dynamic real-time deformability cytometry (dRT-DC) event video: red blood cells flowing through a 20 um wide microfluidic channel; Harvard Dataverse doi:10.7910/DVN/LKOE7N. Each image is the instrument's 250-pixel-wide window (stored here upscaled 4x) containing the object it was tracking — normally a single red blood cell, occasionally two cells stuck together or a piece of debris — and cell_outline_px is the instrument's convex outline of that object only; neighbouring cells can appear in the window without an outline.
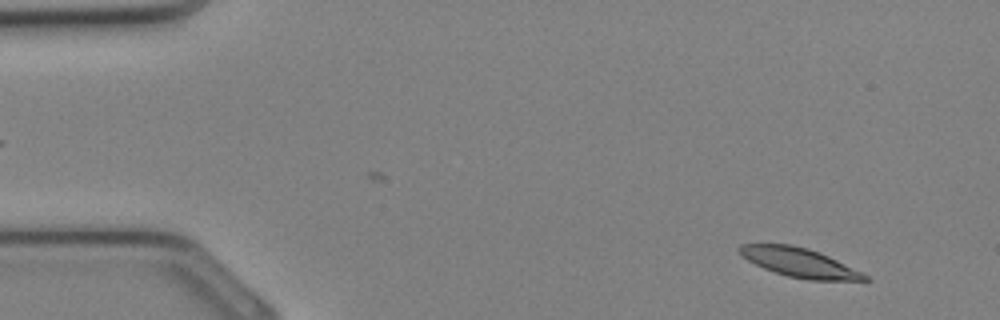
{"species": "Egyptian fruit bat (a non-hibernating species)", "species_latin": "Rousettus aegyptiacus", "temperature_condition": "cold", "stored_images_in_passage": 34, "camera_frame_rate_fps": 3000, "um_per_image_px": 0.085, "animal": {"sex": "female"}, "frame": {"image": 1, "passage_image": 3, "time_ms": 0.667, "image_size_px": [1000, 320], "cell_outline_px": [[872, 280], [808, 280], [788, 276], [764, 268], [748, 260], [736, 248], [740, 244], [792, 244], [808, 248], [820, 252], [868, 276]], "centroid_in_image_um": [67.92, 22.3], "position_along_channel_um": 17.1, "area_um2": 20.87}}
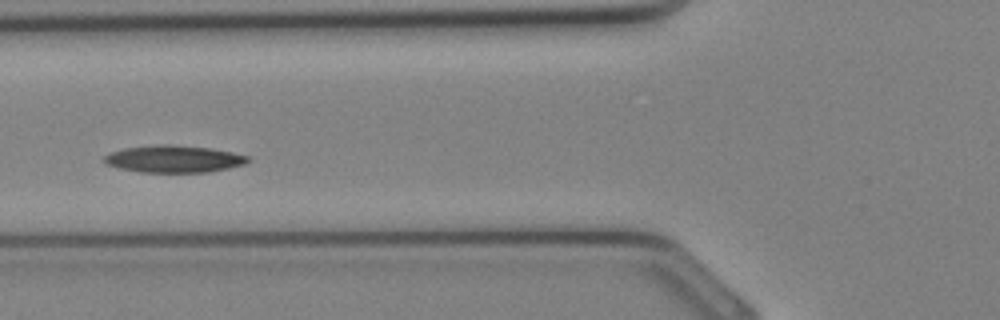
{"frame": {"image": 2, "passage_image": 13, "time_ms": 4.0, "image_size_px": [1000, 320], "cell_outline_px": [[252, 160], [244, 164], [228, 168], [208, 172], [140, 172], [120, 168], [108, 164], [104, 160], [104, 156], [112, 152], [124, 148], [160, 144], [168, 144], [208, 148], [232, 152], [248, 156]], "centroid_in_image_um": [14.8, 13.51], "position_along_channel_um": 111.0, "area_um2": 22.48}}
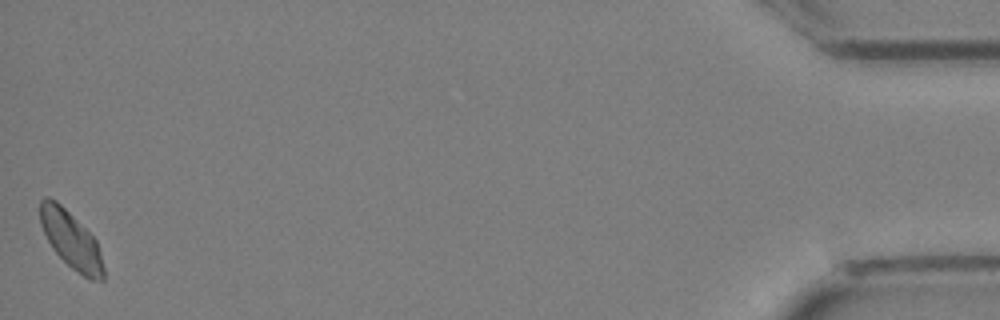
{"frame": {"image": 3, "passage_image": 34, "time_ms": 11.0, "image_size_px": [1000, 320], "cell_outline_px": [[104, 280], [88, 280], [72, 268], [52, 248], [40, 224], [40, 200], [44, 196], [48, 196], [56, 200], [96, 240], [100, 252], [104, 268]], "centroid_in_image_um": [6.03, 20.4], "position_along_channel_um": 429.2, "area_um2": 20.75}}